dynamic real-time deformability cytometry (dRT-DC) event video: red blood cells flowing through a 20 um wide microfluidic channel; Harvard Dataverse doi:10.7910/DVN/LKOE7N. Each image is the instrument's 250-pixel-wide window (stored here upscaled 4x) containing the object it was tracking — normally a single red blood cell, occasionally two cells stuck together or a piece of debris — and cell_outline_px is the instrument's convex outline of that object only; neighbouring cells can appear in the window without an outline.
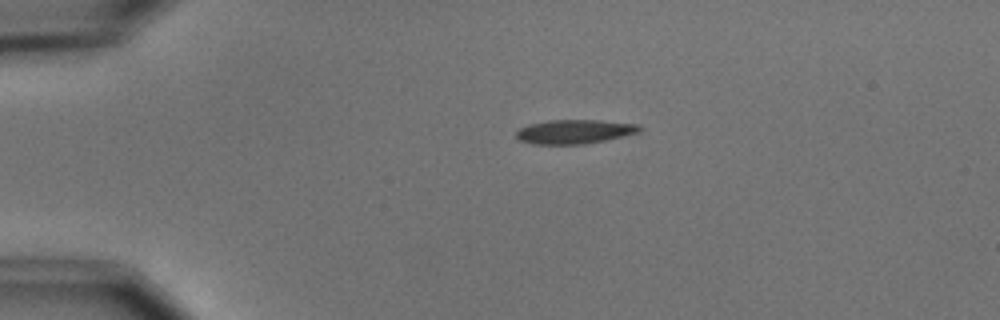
{"species": "common noctule bat (a hibernating species)", "species_latin": "Nyctalus noctula", "temperature_condition": "cold", "stored_images_in_passage": 2, "camera_frame_rate_fps": 3000, "um_per_image_px": 0.085, "animal": {"sex": "male", "body_mass_g": 15.6}, "frame": {"image": 1, "passage_image": 1, "time_ms": 0.0, "image_size_px": [1000, 320], "cell_outline_px": [[644, 128], [640, 132], [604, 140], [584, 144], [532, 144], [520, 140], [516, 136], [516, 132], [520, 128], [528, 124], [548, 120], [600, 120], [640, 124]], "centroid_in_image_um": [48.86, 11.18], "position_along_channel_um": 36.1, "area_um2": 17.4}}